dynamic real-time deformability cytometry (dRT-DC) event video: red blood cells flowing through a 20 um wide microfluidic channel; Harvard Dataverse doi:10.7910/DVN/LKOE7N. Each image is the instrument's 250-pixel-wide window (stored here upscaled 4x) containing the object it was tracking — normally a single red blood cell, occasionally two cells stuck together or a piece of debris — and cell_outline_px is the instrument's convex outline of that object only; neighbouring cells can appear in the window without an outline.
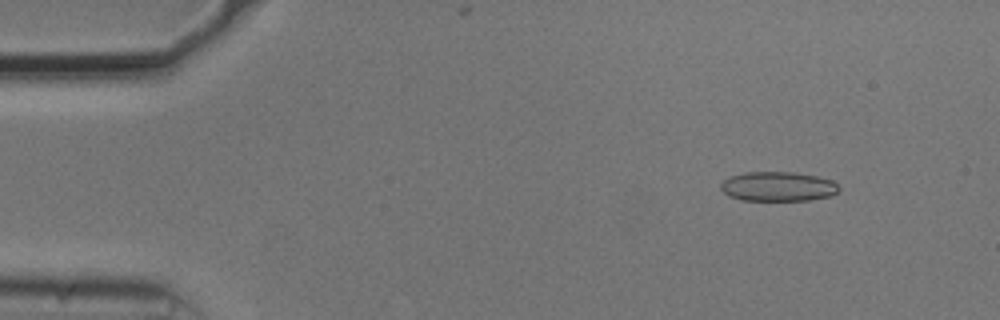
{"species": "common noctule bat (a hibernating species)", "species_latin": "Nyctalus noctula", "temperature_condition": "cold", "stored_images_in_passage": 54, "camera_frame_rate_fps": 3000, "um_per_image_px": 0.085, "animal": {"sex": "male", "body_mass_g": 20.5, "forearm_length_mm": 52.5}, "frame": {"image": 1, "passage_image": 6, "time_ms": 1.667, "image_size_px": [1000, 320], "cell_outline_px": [[840, 188], [832, 196], [808, 200], [740, 200], [728, 196], [720, 188], [720, 184], [724, 180], [732, 176], [744, 172], [792, 172], [816, 176], [832, 180]], "centroid_in_image_um": [66.11, 15.85], "position_along_channel_um": 18.9, "area_um2": 20.29}}
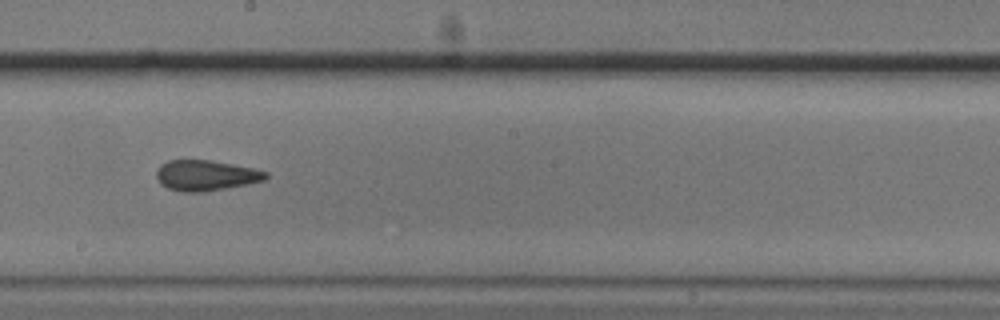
{"frame": {"image": 2, "passage_image": 30, "time_ms": 9.667, "image_size_px": [1000, 320], "cell_outline_px": [[268, 176], [264, 180], [204, 192], [180, 192], [168, 188], [160, 184], [156, 176], [156, 172], [160, 164], [168, 160], [212, 160], [256, 168], [268, 172]], "centroid_in_image_um": [17.47, 14.9], "position_along_channel_um": 230.7, "area_um2": 19.54}}
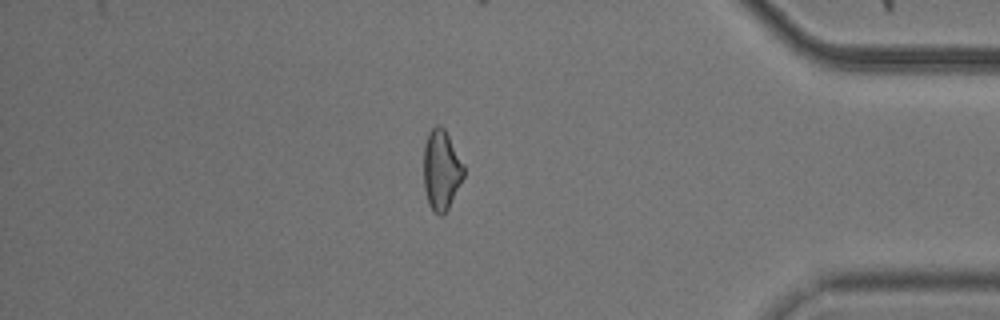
{"frame": {"image": 3, "passage_image": 46, "time_ms": 15.0, "image_size_px": [1000, 320], "cell_outline_px": [[464, 176], [448, 208], [440, 216], [428, 204], [424, 188], [424, 144], [428, 132], [436, 124], [440, 124], [444, 128], [464, 164]], "centroid_in_image_um": [37.5, 14.4], "position_along_channel_um": 397.7, "area_um2": 18.61}, "authors_computed_cell_mechanics": {"area_um2": 19.8832, "velocity_mm_per_s": 3.74, "shape_relaxation_time_tau1_ms": 8.6348, "shape_relaxation_time_tau2_ms": 2.2531, "deformation_change_tau1": 0.1277, "deformation_change_tau2": 0.0801}}